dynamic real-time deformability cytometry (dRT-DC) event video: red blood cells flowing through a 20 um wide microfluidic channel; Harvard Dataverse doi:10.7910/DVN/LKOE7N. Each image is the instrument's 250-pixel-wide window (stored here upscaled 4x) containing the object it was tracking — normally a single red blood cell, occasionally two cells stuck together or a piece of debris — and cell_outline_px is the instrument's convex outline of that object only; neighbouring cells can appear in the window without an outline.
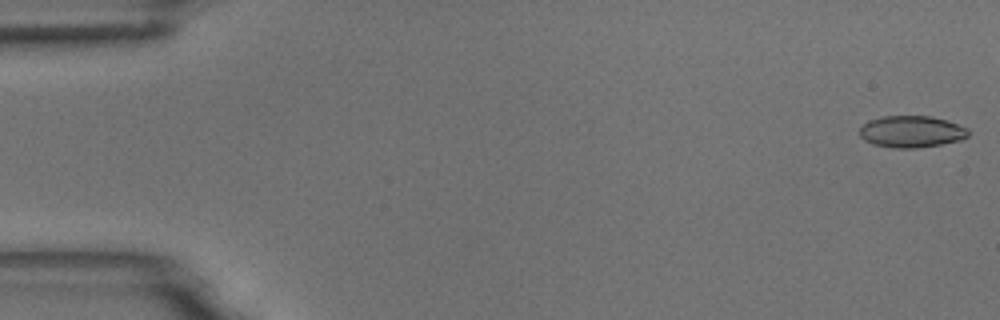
{"species": "common noctule bat (a hibernating species)", "species_latin": "Nyctalus noctula", "temperature_condition": "room temperature", "stored_images_in_passage": 6, "camera_frame_rate_fps": 3000, "um_per_image_px": 0.085, "animal": {"sex": "male", "body_mass_g": 18.8}, "frame": {"image": 1, "passage_image": 1, "time_ms": 0.0, "image_size_px": [1000, 320], "cell_outline_px": [[968, 136], [960, 140], [940, 144], [916, 148], [892, 148], [872, 144], [864, 140], [860, 136], [860, 128], [868, 120], [884, 116], [932, 116], [948, 120], [968, 128]], "centroid_in_image_um": [77.47, 11.18], "position_along_channel_um": 7.5, "area_um2": 20.17}}